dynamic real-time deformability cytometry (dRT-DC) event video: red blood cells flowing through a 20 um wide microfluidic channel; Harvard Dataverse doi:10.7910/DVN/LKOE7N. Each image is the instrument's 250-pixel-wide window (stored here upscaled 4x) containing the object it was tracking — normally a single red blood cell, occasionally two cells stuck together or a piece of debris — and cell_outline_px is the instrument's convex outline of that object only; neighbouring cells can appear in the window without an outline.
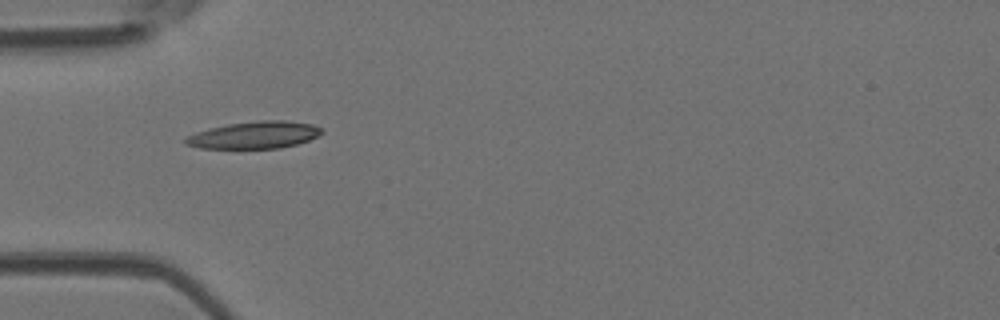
{"species": "Egyptian fruit bat (a non-hibernating species)", "species_latin": "Rousettus aegyptiacus", "temperature_condition": "room temperature", "stored_images_in_passage": 7, "camera_frame_rate_fps": 3000, "um_per_image_px": 0.085, "animal": {"sex": "female"}, "frame": {"image": 1, "passage_image": 4, "time_ms": 1.0, "image_size_px": [1000, 320], "cell_outline_px": [[324, 132], [320, 136], [296, 144], [280, 148], [200, 148], [184, 144], [184, 140], [188, 136], [196, 132], [208, 128], [228, 124], [260, 120], [284, 120], [312, 124], [320, 128]], "centroid_in_image_um": [21.63, 11.47], "position_along_channel_um": 63.4, "area_um2": 21.5}}
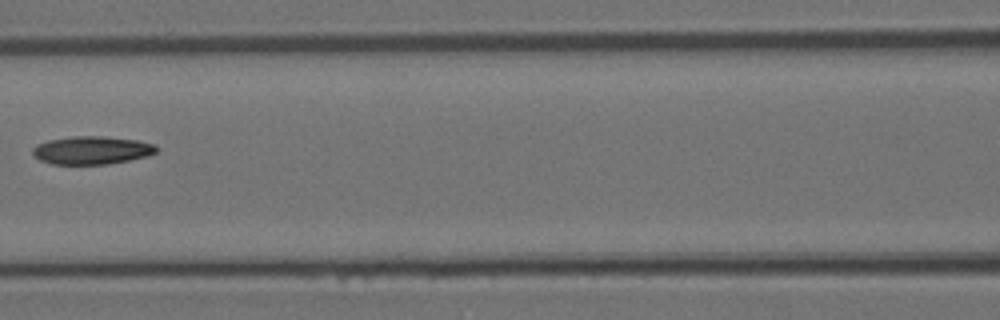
{"frame": {"image": 2, "passage_image": 6, "time_ms": 1.667, "image_size_px": [1000, 320], "cell_outline_px": [[156, 152], [148, 156], [108, 164], [52, 164], [40, 160], [32, 156], [32, 148], [36, 144], [48, 140], [72, 136], [104, 136], [136, 140], [156, 144]], "centroid_in_image_um": [7.76, 12.77], "position_along_channel_um": 158.8, "area_um2": 20.35}}
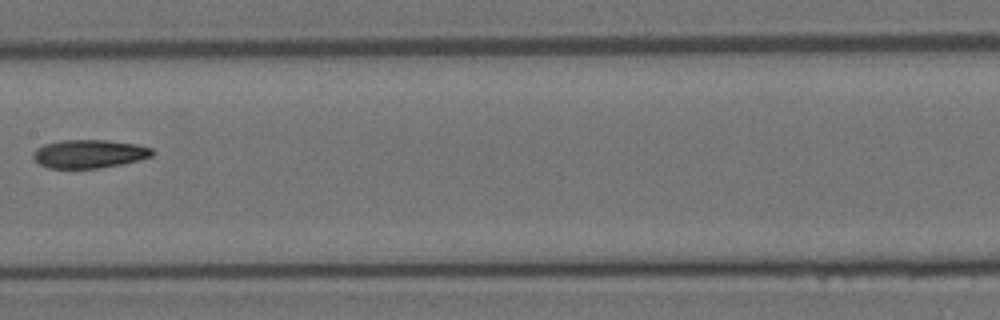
{"frame": {"image": 3, "passage_image": 7, "time_ms": 2.0, "image_size_px": [1000, 320], "cell_outline_px": [[152, 156], [140, 160], [120, 164], [96, 168], [48, 168], [40, 164], [32, 156], [32, 152], [36, 148], [44, 144], [60, 140], [108, 140], [136, 144], [152, 148]], "centroid_in_image_um": [7.55, 13.07], "position_along_channel_um": 199.8, "area_um2": 19.65}}